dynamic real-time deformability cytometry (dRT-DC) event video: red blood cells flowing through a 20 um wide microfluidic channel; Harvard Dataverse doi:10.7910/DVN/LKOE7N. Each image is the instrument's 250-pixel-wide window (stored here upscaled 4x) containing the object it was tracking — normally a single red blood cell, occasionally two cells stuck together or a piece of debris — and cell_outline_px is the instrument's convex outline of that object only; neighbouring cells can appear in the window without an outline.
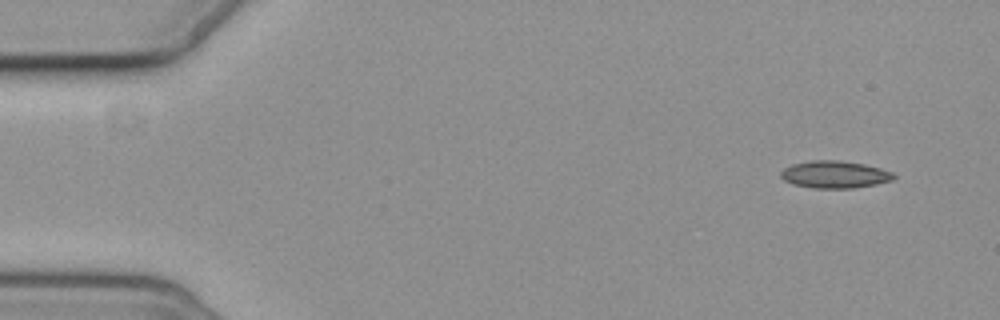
{"species": "common noctule bat (a hibernating species)", "species_latin": "Nyctalus noctula", "temperature_condition": "cold", "stored_images_in_passage": 5, "camera_frame_rate_fps": 3000, "um_per_image_px": 0.085, "animal": {"sex": "female", "body_mass_g": 19.3, "forearm_length_mm": 54.1}, "frame": {"image": 1, "passage_image": 1, "time_ms": 0.0, "image_size_px": [1000, 320], "cell_outline_px": [[896, 176], [892, 180], [876, 184], [852, 188], [812, 188], [792, 184], [784, 180], [780, 176], [780, 172], [784, 168], [792, 164], [812, 160], [840, 160], [864, 164], [880, 168], [892, 172]], "centroid_in_image_um": [70.93, 14.83], "position_along_channel_um": 14.1, "area_um2": 17.98}}
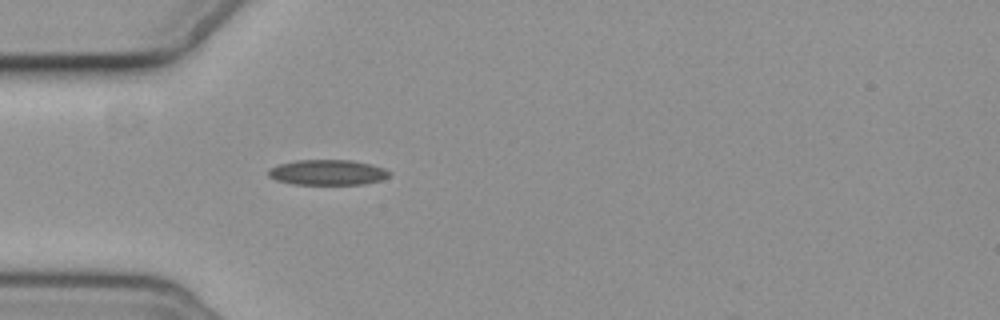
{"frame": {"image": 2, "passage_image": 5, "time_ms": 4.333, "image_size_px": [1000, 320], "cell_outline_px": [[392, 172], [388, 176], [380, 180], [364, 184], [292, 184], [276, 180], [268, 176], [268, 168], [280, 164], [296, 160], [352, 160], [372, 164], [384, 168]], "centroid_in_image_um": [27.84, 14.65], "position_along_channel_um": 57.2, "area_um2": 17.92}}